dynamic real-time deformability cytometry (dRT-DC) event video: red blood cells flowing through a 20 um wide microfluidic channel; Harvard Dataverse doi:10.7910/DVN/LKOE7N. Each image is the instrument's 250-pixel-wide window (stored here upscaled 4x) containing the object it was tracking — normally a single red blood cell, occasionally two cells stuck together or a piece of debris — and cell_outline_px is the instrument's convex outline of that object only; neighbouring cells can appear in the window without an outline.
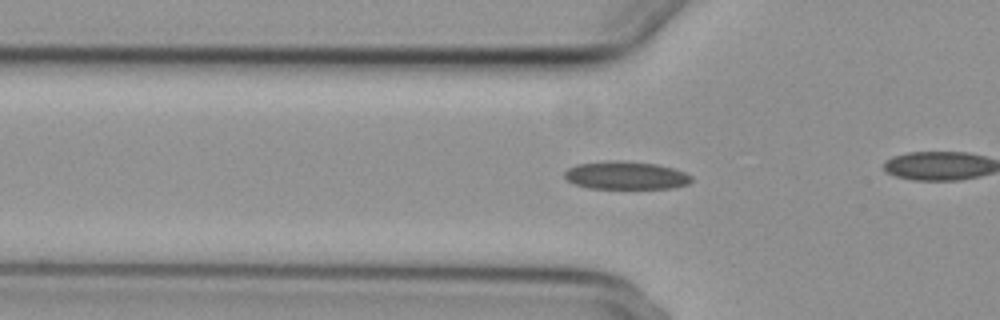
{"species": "common noctule bat (a hibernating species)", "species_latin": "Nyctalus noctula", "temperature_condition": "cold", "stored_images_in_passage": 37, "camera_frame_rate_fps": 3000, "um_per_image_px": 0.085, "animal": {"sex": "female", "body_mass_g": 29.2, "forearm_length_mm": 56.3}, "frame": {"image": 1, "passage_image": 12, "time_ms": 3.667, "image_size_px": [1000, 320], "cell_outline_px": [[692, 180], [688, 184], [672, 188], [588, 188], [576, 184], [568, 180], [564, 176], [564, 172], [568, 168], [576, 164], [608, 160], [620, 160], [656, 164], [672, 168], [684, 172], [692, 176]], "centroid_in_image_um": [53.19, 14.9], "position_along_channel_um": 72.6, "area_um2": 20.69}}
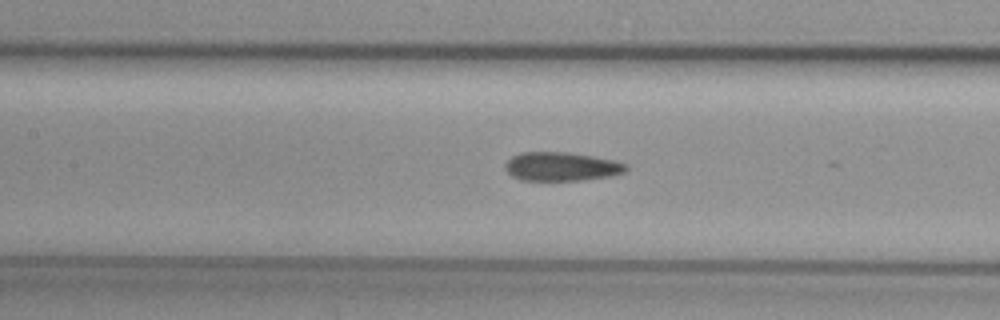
{"frame": {"image": 2, "passage_image": 19, "time_ms": 6.0, "image_size_px": [1000, 320], "cell_outline_px": [[628, 168], [624, 172], [608, 176], [580, 180], [520, 180], [512, 176], [504, 168], [504, 164], [512, 156], [520, 152], [568, 152], [592, 156], [612, 160], [628, 164]], "centroid_in_image_um": [47.68, 14.15], "position_along_channel_um": 159.7, "area_um2": 20.17}}
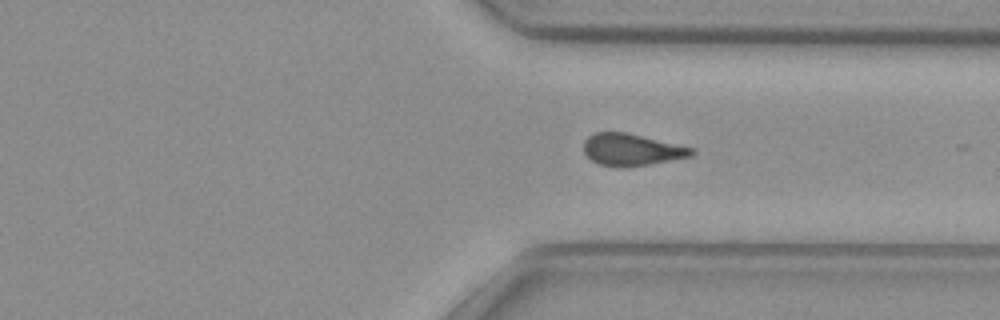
{"frame": {"image": 3, "passage_image": 35, "time_ms": 11.333, "image_size_px": [1000, 320], "cell_outline_px": [[696, 152], [692, 156], [628, 168], [616, 168], [600, 164], [592, 160], [584, 152], [584, 140], [588, 136], [596, 132], [624, 132], [696, 148]], "centroid_in_image_um": [53.71, 12.74], "position_along_channel_um": 357.7, "area_um2": 20.23}}